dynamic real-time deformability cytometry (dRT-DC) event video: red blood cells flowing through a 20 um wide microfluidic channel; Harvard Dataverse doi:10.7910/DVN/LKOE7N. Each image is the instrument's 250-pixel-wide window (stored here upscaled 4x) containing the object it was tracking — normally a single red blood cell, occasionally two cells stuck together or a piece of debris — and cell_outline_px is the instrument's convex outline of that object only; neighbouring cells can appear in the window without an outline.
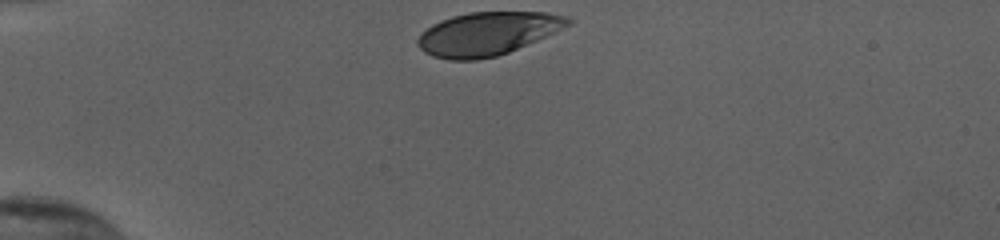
{"species": "human", "species_latin": "Homo sapiens", "temperature_condition": "cold", "stored_images_in_passage": 31, "camera_frame_rate_fps": 3000, "um_per_image_px": 0.085, "donor": {"sex": "female"}, "frame": {"image": 1, "passage_image": 1, "time_ms": 0.0, "image_size_px": [1000, 240], "cell_outline_px": [[572, 24], [536, 40], [508, 52], [496, 56], [476, 60], [448, 60], [432, 56], [424, 52], [416, 44], [416, 40], [432, 24], [440, 20], [452, 16], [468, 12], [544, 12], [568, 16], [572, 20]], "centroid_in_image_um": [41.42, 2.86], "position_along_channel_um": 43.6, "area_um2": 37.74}}
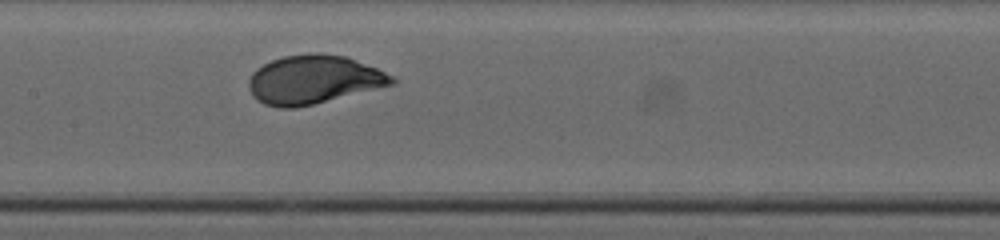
{"frame": {"image": 2, "passage_image": 15, "time_ms": 4.667, "image_size_px": [1000, 240], "cell_outline_px": [[396, 84], [296, 108], [280, 108], [264, 104], [256, 100], [252, 96], [248, 84], [248, 80], [252, 72], [256, 68], [272, 60], [284, 56], [316, 52], [344, 56], [376, 68], [396, 76]], "centroid_in_image_um": [26.65, 6.77], "position_along_channel_um": 180.8, "area_um2": 40.63}}
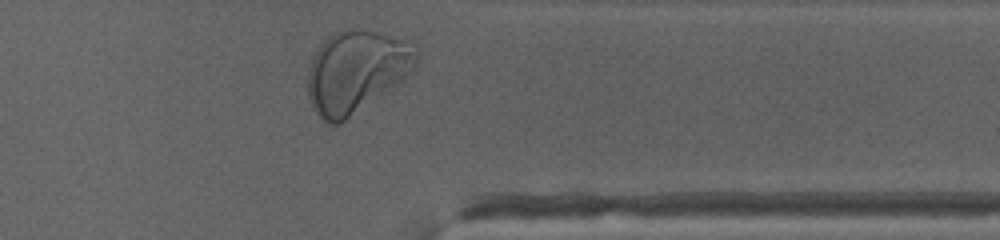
{"frame": {"image": 3, "passage_image": 31, "time_ms": 10.0, "image_size_px": [1000, 240], "cell_outline_px": [[420, 52], [416, 64], [396, 84], [340, 124], [324, 124], [320, 120], [312, 108], [308, 96], [308, 68], [312, 56], [320, 44], [328, 36], [336, 32], [348, 28], [352, 28], [376, 32], [404, 40], [416, 48]], "centroid_in_image_um": [30.21, 6.09], "position_along_channel_um": 381.2, "area_um2": 51.73}, "authors_computed_cell_mechanics": {"area_um2": 40.2866, "velocity_mm_per_s": 3.8114, "shape_relaxation_time_tau1_ms": 1.9506, "shape_relaxation_time_tau2_ms": null, "deformation_change_tau1": 0.1275, "deformation_change_tau2": null}}